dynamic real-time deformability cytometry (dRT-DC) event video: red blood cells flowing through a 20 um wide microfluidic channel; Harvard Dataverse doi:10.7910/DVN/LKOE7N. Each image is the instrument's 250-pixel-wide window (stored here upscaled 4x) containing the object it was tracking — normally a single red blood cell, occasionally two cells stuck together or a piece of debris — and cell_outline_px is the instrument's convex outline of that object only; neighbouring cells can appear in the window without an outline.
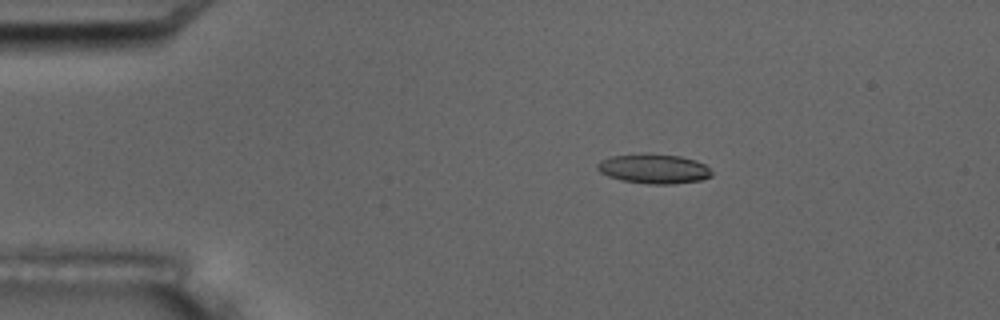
{"species": "common noctule bat (a hibernating species)", "species_latin": "Nyctalus noctula", "temperature_condition": "room temperature", "stored_images_in_passage": 5, "camera_frame_rate_fps": 3000, "um_per_image_px": 0.085, "animal": {"sex": "male", "body_mass_g": 17.5, "forearm_length_mm": 52.3}, "frame": {"image": 1, "passage_image": 3, "time_ms": 2.333, "image_size_px": [1000, 320], "cell_outline_px": [[712, 176], [700, 180], [672, 184], [652, 184], [620, 180], [608, 176], [600, 172], [596, 168], [596, 164], [600, 160], [612, 156], [644, 152], [680, 156], [696, 160], [704, 164], [712, 172]], "centroid_in_image_um": [55.54, 14.33], "position_along_channel_um": 29.5, "area_um2": 19.94}}